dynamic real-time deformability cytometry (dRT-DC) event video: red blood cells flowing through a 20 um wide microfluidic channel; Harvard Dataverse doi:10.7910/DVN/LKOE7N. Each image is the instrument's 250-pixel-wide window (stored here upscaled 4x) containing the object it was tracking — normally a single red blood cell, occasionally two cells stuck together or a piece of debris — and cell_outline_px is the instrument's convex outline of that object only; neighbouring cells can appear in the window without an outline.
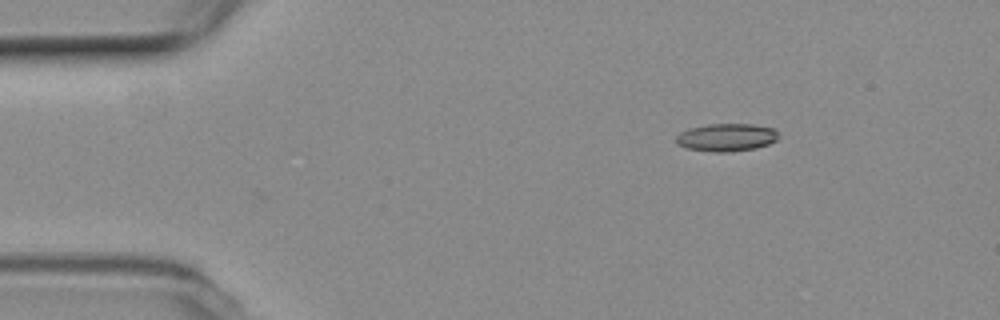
{"species": "common noctule bat (a hibernating species)", "species_latin": "Nyctalus noctula", "temperature_condition": "room temperature", "stored_images_in_passage": 2, "camera_frame_rate_fps": 3000, "um_per_image_px": 0.085, "animal": {"sex": "female", "body_mass_g": 19.3, "forearm_length_mm": 54.1}, "frame": {"image": 1, "passage_image": 2, "time_ms": 0.333, "image_size_px": [1000, 320], "cell_outline_px": [[780, 136], [776, 140], [768, 144], [756, 148], [728, 152], [716, 152], [688, 148], [676, 144], [676, 136], [680, 132], [688, 128], [704, 124], [752, 124], [776, 128]], "centroid_in_image_um": [61.77, 11.66], "position_along_channel_um": 23.2, "area_um2": 16.76}}